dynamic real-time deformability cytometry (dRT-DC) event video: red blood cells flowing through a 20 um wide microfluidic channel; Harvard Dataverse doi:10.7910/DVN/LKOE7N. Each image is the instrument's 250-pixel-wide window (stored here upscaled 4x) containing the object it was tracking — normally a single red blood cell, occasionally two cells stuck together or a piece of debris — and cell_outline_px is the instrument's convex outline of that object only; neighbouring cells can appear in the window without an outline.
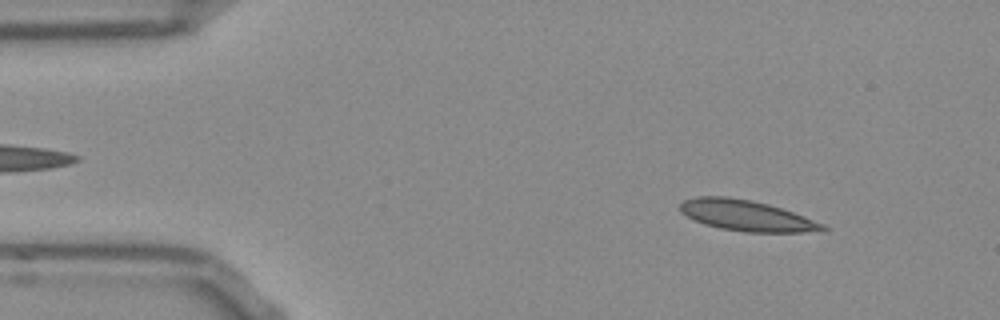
{"species": "Egyptian fruit bat (a non-hibernating species)", "species_latin": "Rousettus aegyptiacus", "temperature_condition": "room temperature", "stored_images_in_passage": 14, "camera_frame_rate_fps": 3000, "um_per_image_px": 0.085, "frame": {"image": 1, "passage_image": 5, "time_ms": 1.333, "image_size_px": [1000, 320], "cell_outline_px": [[828, 228], [800, 232], [744, 232], [720, 228], [704, 224], [680, 212], [680, 204], [684, 200], [696, 196], [728, 196], [768, 204], [804, 216], [824, 224]], "centroid_in_image_um": [63.39, 18.31], "position_along_channel_um": 21.6, "area_um2": 25.14}}